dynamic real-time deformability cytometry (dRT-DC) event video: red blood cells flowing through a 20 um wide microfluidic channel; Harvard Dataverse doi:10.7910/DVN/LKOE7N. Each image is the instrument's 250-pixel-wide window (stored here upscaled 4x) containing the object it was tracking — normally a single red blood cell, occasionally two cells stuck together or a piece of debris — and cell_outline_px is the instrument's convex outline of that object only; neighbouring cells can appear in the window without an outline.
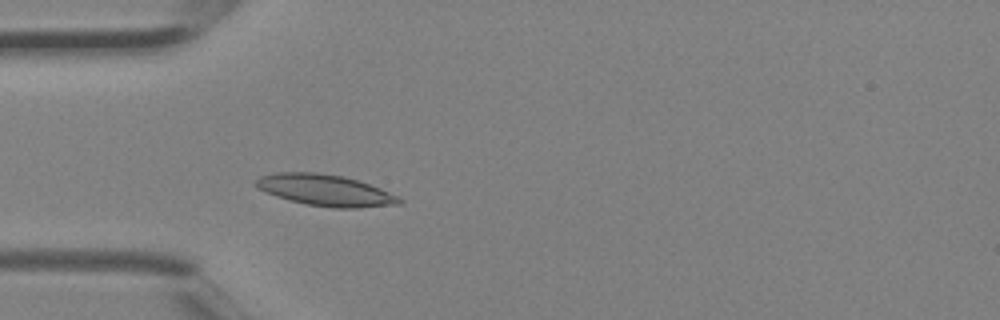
{"species": "Egyptian fruit bat (a non-hibernating species)", "species_latin": "Rousettus aegyptiacus", "temperature_condition": "room temperature", "stored_images_in_passage": 3, "camera_frame_rate_fps": 3000, "um_per_image_px": 0.085, "animal": {"sex": "female"}, "frame": {"image": 1, "passage_image": 3, "time_ms": 0.667, "image_size_px": [1000, 320], "cell_outline_px": [[404, 200], [400, 204], [360, 208], [332, 208], [304, 204], [276, 196], [264, 192], [252, 184], [260, 176], [276, 172], [316, 172], [344, 176], [380, 188]], "centroid_in_image_um": [27.61, 16.17], "position_along_channel_um": 57.4, "area_um2": 26.3}}